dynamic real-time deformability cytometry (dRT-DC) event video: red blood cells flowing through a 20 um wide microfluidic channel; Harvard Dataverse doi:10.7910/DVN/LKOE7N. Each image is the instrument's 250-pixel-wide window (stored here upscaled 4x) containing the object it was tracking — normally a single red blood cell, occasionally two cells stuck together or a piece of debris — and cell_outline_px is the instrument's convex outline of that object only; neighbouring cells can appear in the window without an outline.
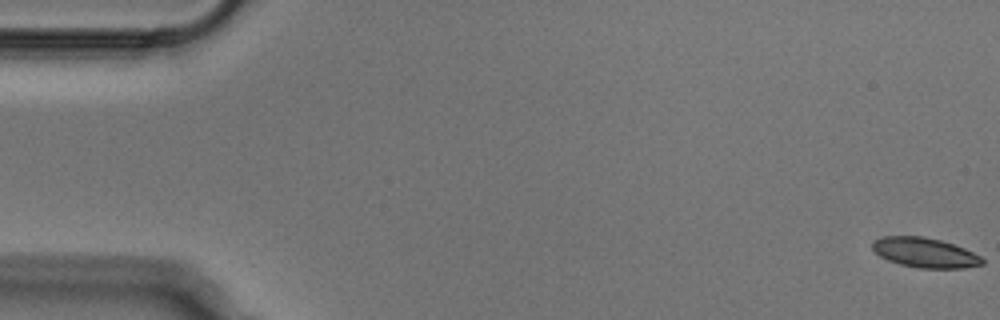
{"species": "Egyptian fruit bat (a non-hibernating species)", "species_latin": "Rousettus aegyptiacus", "temperature_condition": "cold", "stored_images_in_passage": 53, "camera_frame_rate_fps": 3000, "um_per_image_px": 0.085, "animal": {"sex": "male"}, "frame": {"image": 1, "passage_image": 1, "time_ms": 0.0, "image_size_px": [1000, 320], "cell_outline_px": [[984, 264], [964, 268], [920, 268], [900, 264], [888, 260], [880, 256], [872, 248], [872, 240], [884, 236], [924, 236], [940, 240], [964, 248], [980, 256], [984, 260]], "centroid_in_image_um": [78.6, 21.47], "position_along_channel_um": 6.4, "area_um2": 19.02}}
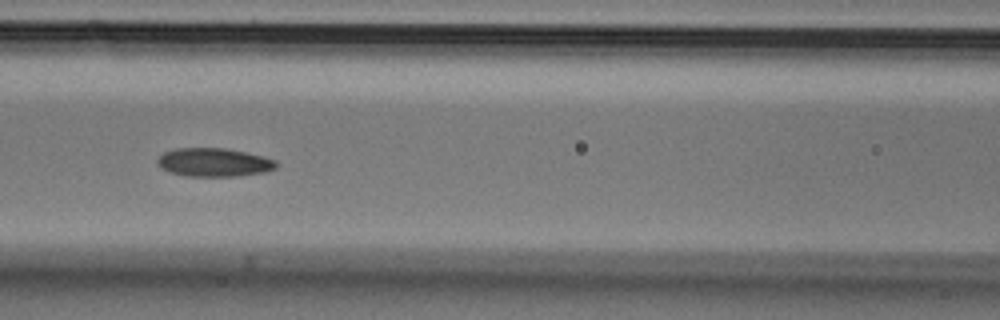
{"frame": {"image": 2, "passage_image": 23, "time_ms": 7.333, "image_size_px": [1000, 320], "cell_outline_px": [[276, 168], [264, 172], [236, 176], [188, 176], [172, 172], [160, 168], [156, 164], [156, 160], [164, 152], [172, 148], [224, 148], [264, 156], [276, 160]], "centroid_in_image_um": [18.16, 13.79], "position_along_channel_um": 148.4, "area_um2": 19.71}}
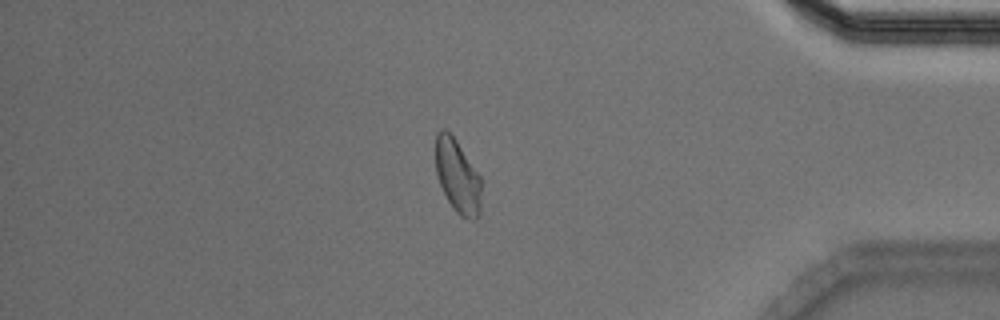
{"frame": {"image": 3, "passage_image": 45, "time_ms": 14.667, "image_size_px": [1000, 320], "cell_outline_px": [[480, 216], [476, 220], [468, 220], [460, 216], [452, 208], [440, 184], [436, 172], [436, 132], [440, 128], [444, 128], [456, 140], [480, 176]], "centroid_in_image_um": [38.89, 15.01], "position_along_channel_um": 396.3, "area_um2": 19.54}}